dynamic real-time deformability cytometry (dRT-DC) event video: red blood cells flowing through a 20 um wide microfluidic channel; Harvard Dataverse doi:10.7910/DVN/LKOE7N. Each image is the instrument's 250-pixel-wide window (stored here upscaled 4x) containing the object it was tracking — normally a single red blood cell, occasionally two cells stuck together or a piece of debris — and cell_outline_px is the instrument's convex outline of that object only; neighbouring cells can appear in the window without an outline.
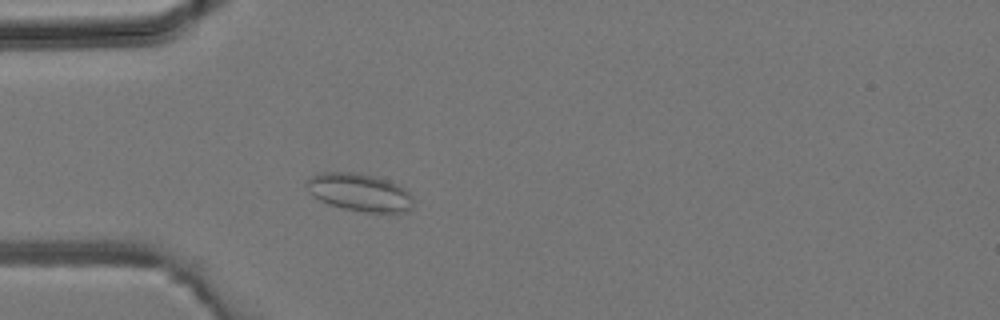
{"species": "common noctule bat (a hibernating species)", "species_latin": "Nyctalus noctula", "temperature_condition": "room temperature", "stored_images_in_passage": 39, "camera_frame_rate_fps": 3000, "um_per_image_px": 0.085, "animal": {"sex": "male", "body_mass_g": 19.2, "forearm_length_mm": 51.8}, "frame": {"image": 1, "passage_image": 9, "time_ms": 2.667, "image_size_px": [1000, 320], "cell_outline_px": [[412, 208], [404, 212], [368, 212], [344, 208], [328, 204], [312, 196], [308, 192], [304, 184], [304, 180], [316, 172], [352, 172], [376, 176], [388, 180], [404, 188], [412, 196]], "centroid_in_image_um": [30.49, 16.32], "position_along_channel_um": 54.5, "area_um2": 23.7}}
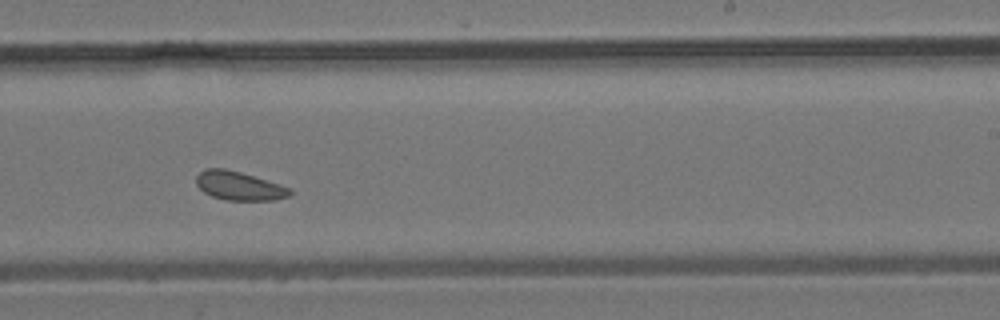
{"frame": {"image": 2, "passage_image": 23, "time_ms": 7.333, "image_size_px": [1000, 320], "cell_outline_px": [[292, 192], [288, 196], [272, 200], [224, 200], [212, 196], [204, 192], [196, 184], [196, 176], [204, 168], [224, 168], [240, 172], [280, 184], [292, 188]], "centroid_in_image_um": [20.31, 15.79], "position_along_channel_um": 268.7, "area_um2": 15.66}}
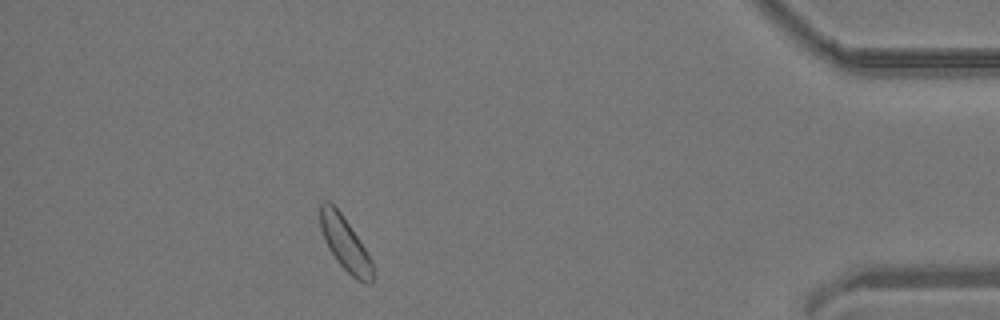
{"frame": {"image": 3, "passage_image": 35, "time_ms": 11.333, "image_size_px": [1000, 320], "cell_outline_px": [[376, 276], [372, 284], [368, 284], [356, 280], [336, 260], [328, 248], [324, 240], [320, 228], [320, 204], [324, 200], [328, 200], [340, 212], [372, 260]], "centroid_in_image_um": [29.35, 20.77], "position_along_channel_um": 405.8, "area_um2": 16.47}}